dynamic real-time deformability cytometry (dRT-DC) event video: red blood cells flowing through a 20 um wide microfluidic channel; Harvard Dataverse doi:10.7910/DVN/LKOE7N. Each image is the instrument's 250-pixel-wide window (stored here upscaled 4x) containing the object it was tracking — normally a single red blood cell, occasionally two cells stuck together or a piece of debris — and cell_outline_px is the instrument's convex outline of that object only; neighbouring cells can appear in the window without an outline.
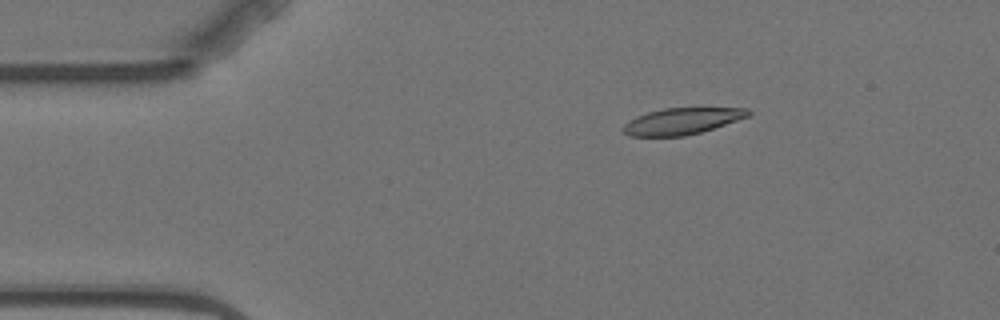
{"species": "Egyptian fruit bat (a non-hibernating species)", "species_latin": "Rousettus aegyptiacus", "temperature_condition": "warm", "stored_images_in_passage": 4, "camera_frame_rate_fps": 3000, "um_per_image_px": 0.085, "animal": {"sex": "female"}, "frame": {"image": 1, "passage_image": 3, "time_ms": 2.667, "image_size_px": [1000, 320], "cell_outline_px": [[752, 112], [748, 116], [700, 132], [684, 136], [632, 136], [624, 132], [624, 124], [636, 116], [648, 112], [664, 108], [748, 108]], "centroid_in_image_um": [57.96, 10.29], "position_along_channel_um": 27.0, "area_um2": 18.9}}